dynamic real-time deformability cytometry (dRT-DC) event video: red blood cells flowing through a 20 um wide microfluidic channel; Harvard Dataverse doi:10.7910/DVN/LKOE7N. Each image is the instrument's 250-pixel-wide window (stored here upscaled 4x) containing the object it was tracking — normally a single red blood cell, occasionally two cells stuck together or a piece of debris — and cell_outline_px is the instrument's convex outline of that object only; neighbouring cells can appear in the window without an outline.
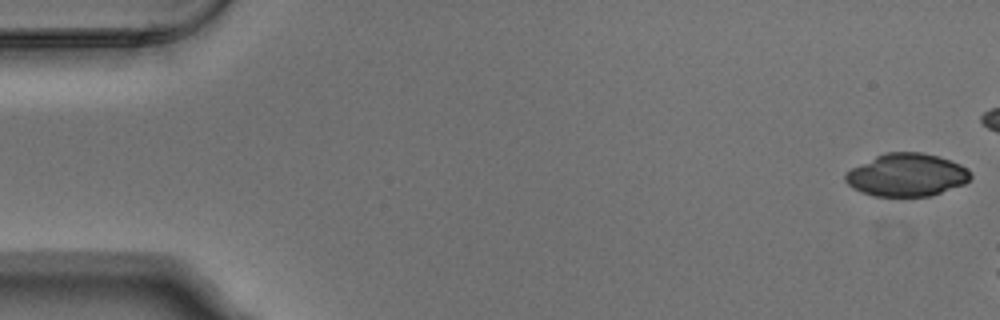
{"species": "Egyptian fruit bat (a non-hibernating species)", "species_latin": "Rousettus aegyptiacus", "temperature_condition": "warm", "stored_images_in_passage": 4, "camera_frame_rate_fps": 3000, "um_per_image_px": 0.085, "animal": {"sex": "male"}, "frame": {"image": 1, "passage_image": 1, "time_ms": 0.0, "image_size_px": [1000, 320], "cell_outline_px": [[972, 176], [964, 184], [932, 196], [876, 196], [860, 192], [852, 188], [844, 180], [844, 176], [852, 168], [884, 152], [924, 152], [960, 164], [968, 168], [972, 172]], "centroid_in_image_um": [77.08, 14.88], "position_along_channel_um": 7.9, "area_um2": 31.21}}